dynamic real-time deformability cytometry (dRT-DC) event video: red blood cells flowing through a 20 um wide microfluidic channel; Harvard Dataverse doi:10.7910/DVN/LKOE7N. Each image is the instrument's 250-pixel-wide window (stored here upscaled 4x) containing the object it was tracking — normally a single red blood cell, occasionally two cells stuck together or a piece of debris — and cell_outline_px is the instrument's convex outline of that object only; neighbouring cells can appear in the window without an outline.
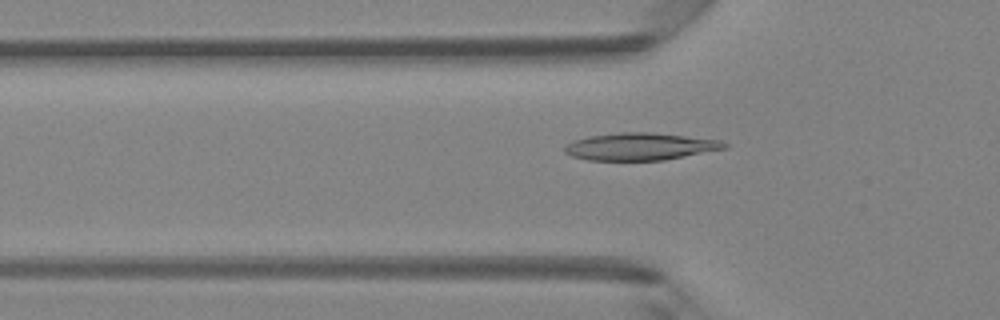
{"species": "Egyptian fruit bat (a non-hibernating species)", "species_latin": "Rousettus aegyptiacus", "temperature_condition": "room temperature", "stored_images_in_passage": 44, "camera_frame_rate_fps": 3000, "um_per_image_px": 0.085, "animal": {"sex": "female"}, "frame": {"image": 1, "passage_image": 12, "time_ms": 3.667, "image_size_px": [1000, 320], "cell_outline_px": [[728, 148], [664, 160], [588, 160], [572, 156], [564, 152], [564, 144], [588, 136], [620, 132], [652, 132], [720, 140], [728, 144]], "centroid_in_image_um": [54.41, 12.45], "position_along_channel_um": 71.4, "area_um2": 25.43}}
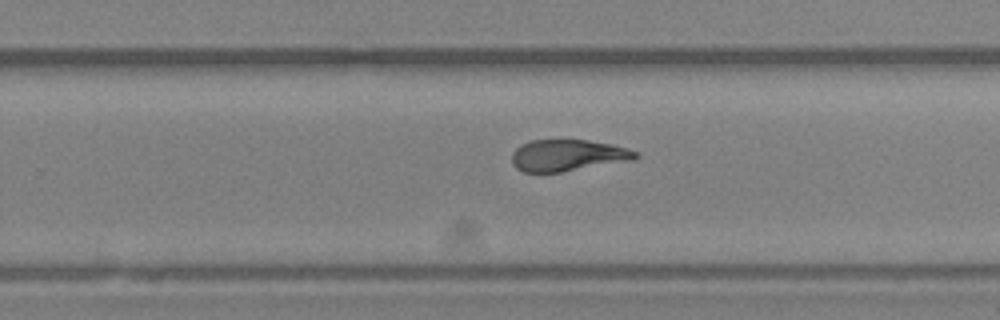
{"frame": {"image": 2, "passage_image": 27, "time_ms": 8.667, "image_size_px": [1000, 320], "cell_outline_px": [[640, 156], [632, 160], [560, 172], [524, 172], [516, 168], [512, 164], [512, 152], [520, 144], [528, 140], [588, 140], [612, 144], [628, 148], [640, 152]], "centroid_in_image_um": [48.26, 13.19], "position_along_channel_um": 281.5, "area_um2": 22.89}}
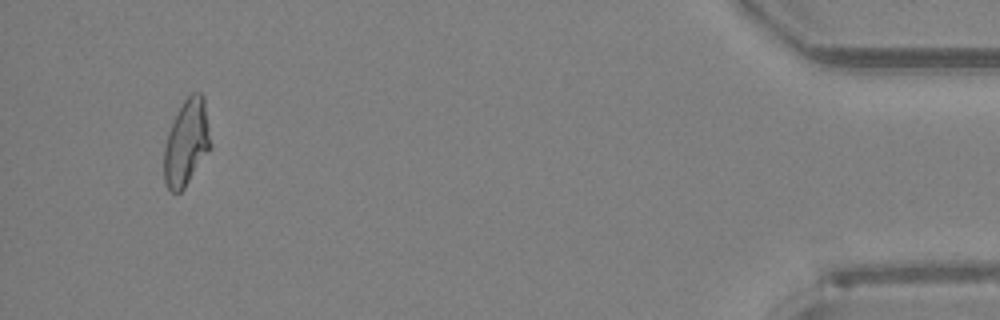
{"frame": {"image": 3, "passage_image": 42, "time_ms": 13.667, "image_size_px": [1000, 320], "cell_outline_px": [[212, 148], [184, 188], [180, 192], [172, 192], [168, 188], [164, 180], [164, 148], [168, 132], [184, 100], [192, 92], [200, 92], [204, 96], [212, 144]], "centroid_in_image_um": [15.88, 12.13], "position_along_channel_um": 419.3, "area_um2": 23.41}, "authors_computed_cell_mechanics": {"area_um2": 23.7847, "velocity_mm_per_s": 4.2092, "shape_relaxation_time_tau1_ms": 4.0976, "shape_relaxation_time_tau2_ms": 2.0488, "deformation_change_tau1": 0.1532, "deformation_change_tau2": 0.0702}}